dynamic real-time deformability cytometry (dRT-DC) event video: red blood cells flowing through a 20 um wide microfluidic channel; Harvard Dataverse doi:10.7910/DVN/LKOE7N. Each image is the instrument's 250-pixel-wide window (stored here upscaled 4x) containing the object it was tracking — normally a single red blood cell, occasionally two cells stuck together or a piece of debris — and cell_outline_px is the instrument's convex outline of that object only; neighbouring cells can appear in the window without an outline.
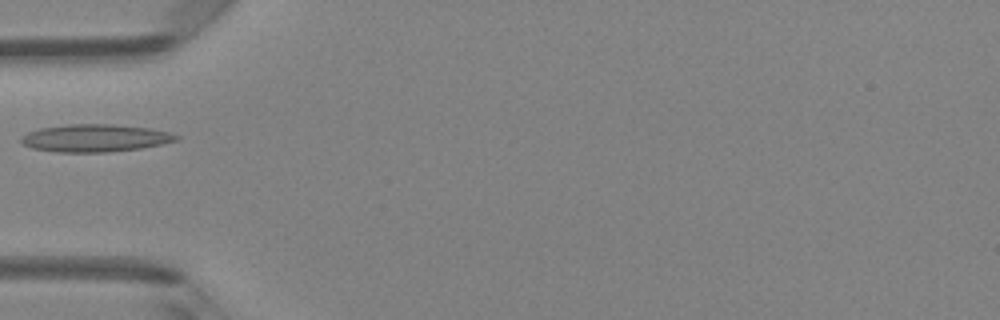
{"species": "Egyptian fruit bat (a non-hibernating species)", "species_latin": "Rousettus aegyptiacus", "temperature_condition": "room temperature", "stored_images_in_passage": 5, "camera_frame_rate_fps": 3000, "um_per_image_px": 0.085, "animal": {"sex": "female"}, "frame": {"image": 1, "passage_image": 5, "time_ms": 1.333, "image_size_px": [1000, 320], "cell_outline_px": [[180, 140], [140, 148], [104, 152], [56, 152], [32, 148], [24, 144], [20, 140], [20, 136], [28, 132], [40, 128], [68, 124], [112, 124], [152, 128], [168, 132], [180, 136]], "centroid_in_image_um": [8.08, 11.73], "position_along_channel_um": 76.9, "area_um2": 24.91}}